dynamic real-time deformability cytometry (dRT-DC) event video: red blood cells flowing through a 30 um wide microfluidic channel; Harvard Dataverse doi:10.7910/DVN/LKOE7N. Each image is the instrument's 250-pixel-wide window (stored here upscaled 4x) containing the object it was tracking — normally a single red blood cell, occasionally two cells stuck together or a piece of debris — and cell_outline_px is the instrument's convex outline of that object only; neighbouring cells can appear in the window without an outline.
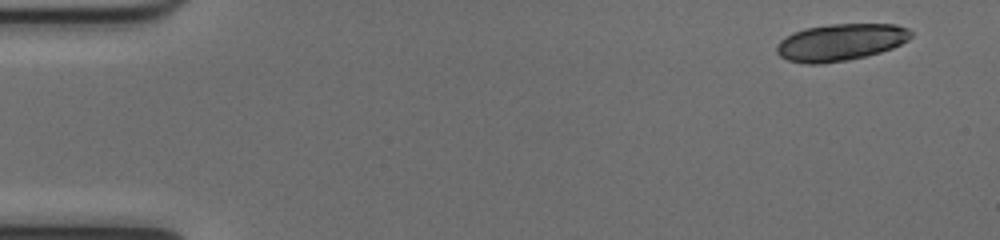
{"species": "common noctule bat (a hibernating species)", "species_latin": "Nyctalus noctula", "temperature_condition": "cold", "stored_images_in_passage": 16, "camera_frame_rate_fps": 3000, "um_per_image_px": 0.085, "animal": {"sex": "female", "body_mass_g": 17.0, "forearm_length_mm": 48.0}, "frame": {"image": 1, "passage_image": 1, "time_ms": 0.0, "image_size_px": [1000, 240], "cell_outline_px": [[912, 36], [908, 40], [892, 48], [880, 52], [848, 60], [820, 64], [808, 64], [788, 60], [780, 56], [776, 52], [776, 44], [784, 36], [792, 32], [804, 28], [832, 24], [896, 24], [908, 28], [912, 32]], "centroid_in_image_um": [71.42, 3.58], "position_along_channel_um": 13.6, "area_um2": 29.07}}